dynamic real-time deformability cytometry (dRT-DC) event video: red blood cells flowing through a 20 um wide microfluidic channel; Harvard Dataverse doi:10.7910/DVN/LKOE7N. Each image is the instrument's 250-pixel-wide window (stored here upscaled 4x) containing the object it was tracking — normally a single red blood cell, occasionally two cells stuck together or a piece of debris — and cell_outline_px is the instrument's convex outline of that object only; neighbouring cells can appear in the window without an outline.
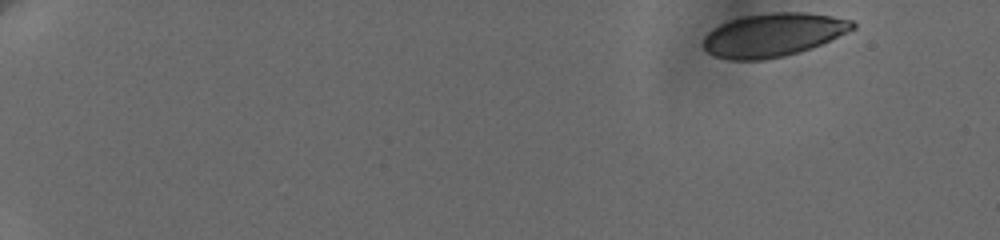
{"species": "human", "species_latin": "Homo sapiens", "temperature_condition": "cold", "stored_images_in_passage": 8, "camera_frame_rate_fps": 3000, "um_per_image_px": 0.085, "donor": {"sex": "female"}, "frame": {"image": 1, "passage_image": 1, "time_ms": 0.0, "image_size_px": [1000, 240], "cell_outline_px": [[856, 28], [820, 44], [784, 56], [764, 60], [732, 60], [716, 56], [708, 52], [704, 48], [704, 36], [712, 28], [720, 24], [744, 16], [772, 12], [804, 12], [832, 16], [852, 20], [856, 24]], "centroid_in_image_um": [65.71, 2.96], "position_along_channel_um": 19.3, "area_um2": 37.4}}
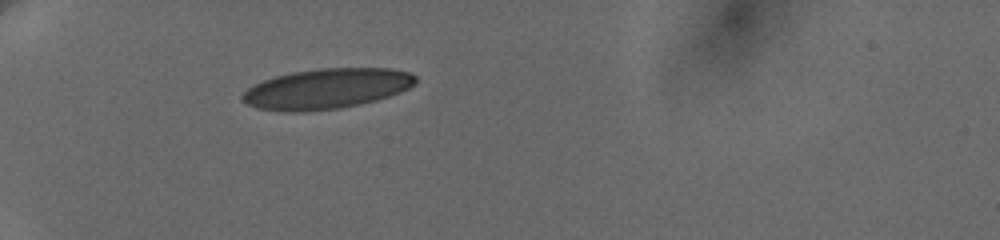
{"frame": {"image": 2, "passage_image": 6, "time_ms": 5.0, "image_size_px": [1000, 240], "cell_outline_px": [[416, 84], [400, 92], [376, 100], [360, 104], [340, 108], [304, 112], [288, 112], [256, 108], [240, 100], [240, 96], [248, 88], [264, 80], [276, 76], [292, 72], [320, 68], [392, 68], [408, 72], [416, 76]], "centroid_in_image_um": [27.76, 7.54], "position_along_channel_um": 57.2, "area_um2": 40.69}}
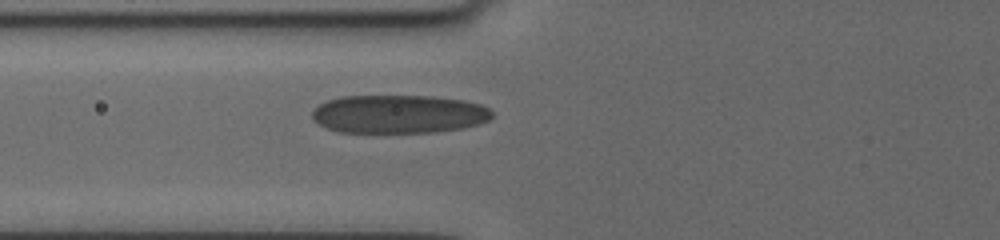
{"frame": {"image": 3, "passage_image": 8, "time_ms": 6.667, "image_size_px": [1000, 240], "cell_outline_px": [[492, 116], [488, 120], [480, 124], [460, 128], [436, 132], [340, 132], [328, 128], [312, 120], [312, 112], [320, 104], [328, 100], [340, 96], [432, 96], [464, 100], [480, 104], [488, 108], [492, 112]], "centroid_in_image_um": [33.9, 9.69], "position_along_channel_um": 91.9, "area_um2": 40.17}}